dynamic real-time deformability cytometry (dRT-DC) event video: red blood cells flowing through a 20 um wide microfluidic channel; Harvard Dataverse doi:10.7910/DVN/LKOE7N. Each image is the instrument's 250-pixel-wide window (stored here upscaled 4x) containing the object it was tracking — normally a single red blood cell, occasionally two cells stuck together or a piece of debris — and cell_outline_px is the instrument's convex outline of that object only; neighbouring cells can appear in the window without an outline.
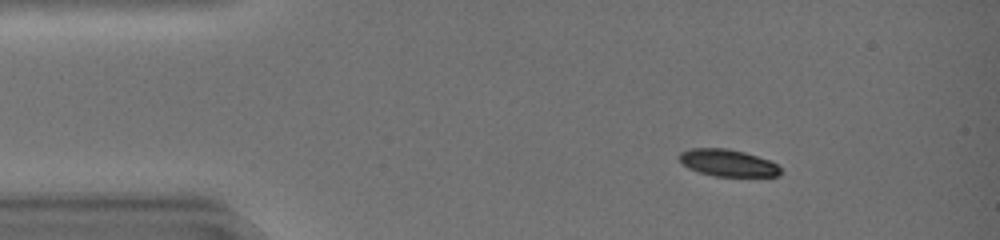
{"species": "common noctule bat (a hibernating species)", "species_latin": "Nyctalus noctula", "temperature_condition": "warm", "stored_images_in_passage": 41, "camera_frame_rate_fps": 3000, "um_per_image_px": 0.085, "animal": {"sex": "female", "body_mass_g": 19.0, "forearm_length_mm": 51.5}, "frame": {"image": 1, "passage_image": 4, "time_ms": 1.0, "image_size_px": [1000, 240], "cell_outline_px": [[784, 172], [780, 176], [716, 176], [700, 172], [688, 168], [676, 156], [680, 152], [692, 148], [728, 148], [744, 152], [768, 160], [776, 164]], "centroid_in_image_um": [61.86, 13.84], "position_along_channel_um": 23.1, "area_um2": 15.9}}
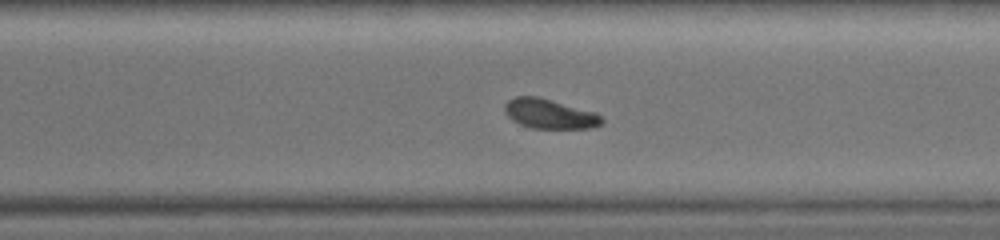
{"frame": {"image": 2, "passage_image": 29, "time_ms": 9.333, "image_size_px": [1000, 240], "cell_outline_px": [[604, 124], [588, 128], [532, 128], [520, 124], [512, 120], [504, 112], [504, 104], [508, 100], [516, 96], [540, 96], [596, 112], [604, 120]], "centroid_in_image_um": [46.71, 9.66], "position_along_channel_um": 323.9, "area_um2": 16.99}}
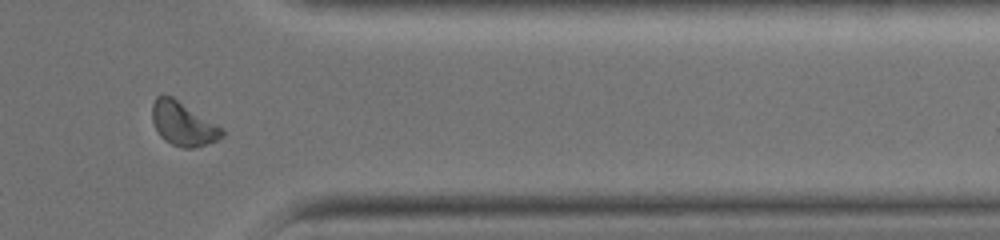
{"frame": {"image": 3, "passage_image": 34, "time_ms": 11.0, "image_size_px": [1000, 240], "cell_outline_px": [[224, 136], [216, 140], [192, 148], [184, 148], [172, 144], [164, 140], [160, 136], [152, 120], [152, 104], [156, 96], [172, 96], [224, 128]], "centroid_in_image_um": [15.56, 10.52], "position_along_channel_um": 395.8, "area_um2": 17.69}, "authors_computed_cell_mechanics": {"area_um2": 17.8024, "velocity_mm_per_s": 4.4405, "shape_relaxation_time_tau1_ms": 2.3, "shape_relaxation_time_tau2_ms": null, "deformation_change_tau1": 0.1157, "deformation_change_tau2": null}}